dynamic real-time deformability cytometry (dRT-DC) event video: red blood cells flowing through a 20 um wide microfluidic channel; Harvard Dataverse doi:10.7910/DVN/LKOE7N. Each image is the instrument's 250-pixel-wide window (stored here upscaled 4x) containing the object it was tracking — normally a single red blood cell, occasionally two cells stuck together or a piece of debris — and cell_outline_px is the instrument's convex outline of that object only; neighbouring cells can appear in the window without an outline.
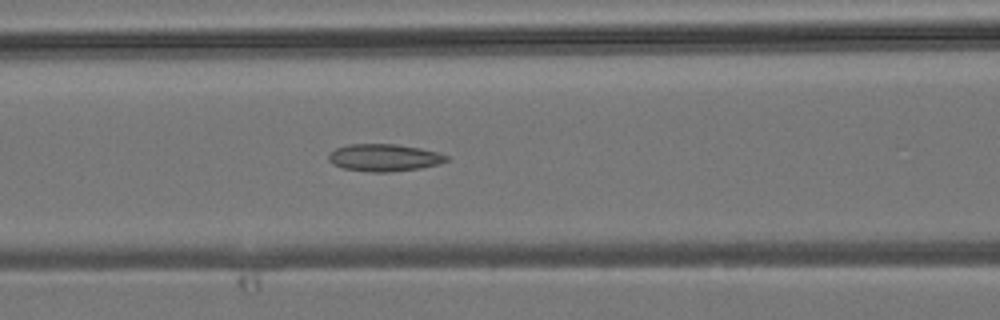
{"species": "common noctule bat (a hibernating species)", "species_latin": "Nyctalus noctula", "temperature_condition": "room temperature", "stored_images_in_passage": 20, "camera_frame_rate_fps": 3000, "um_per_image_px": 0.085, "animal": {"sex": "male", "body_mass_g": 19.2, "forearm_length_mm": 51.8}, "frame": {"image": 1, "passage_image": 14, "time_ms": 4.333, "image_size_px": [1000, 320], "cell_outline_px": [[448, 160], [436, 164], [420, 168], [388, 172], [368, 172], [344, 168], [332, 164], [328, 160], [328, 156], [336, 148], [348, 144], [396, 144], [420, 148], [436, 152], [448, 156]], "centroid_in_image_um": [32.62, 13.4], "position_along_channel_um": 134.0, "area_um2": 18.55}}
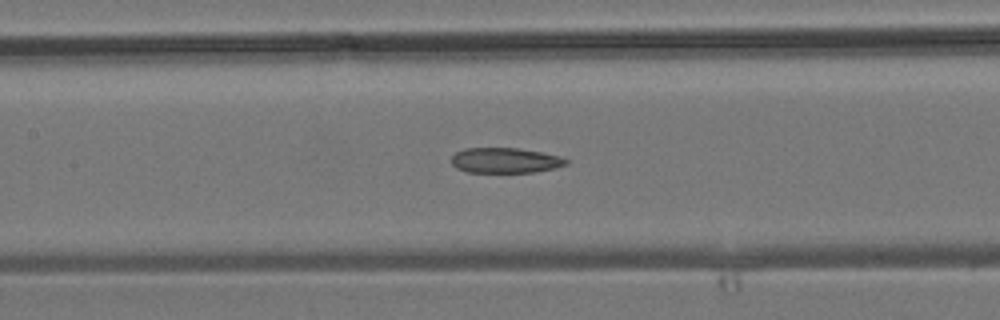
{"frame": {"image": 2, "passage_image": 16, "time_ms": 5.0, "image_size_px": [1000, 320], "cell_outline_px": [[568, 164], [556, 168], [532, 172], [468, 172], [456, 168], [452, 164], [452, 156], [456, 152], [464, 148], [516, 148], [540, 152], [560, 156], [568, 160]], "centroid_in_image_um": [42.94, 13.63], "position_along_channel_um": 164.5, "area_um2": 16.82}}
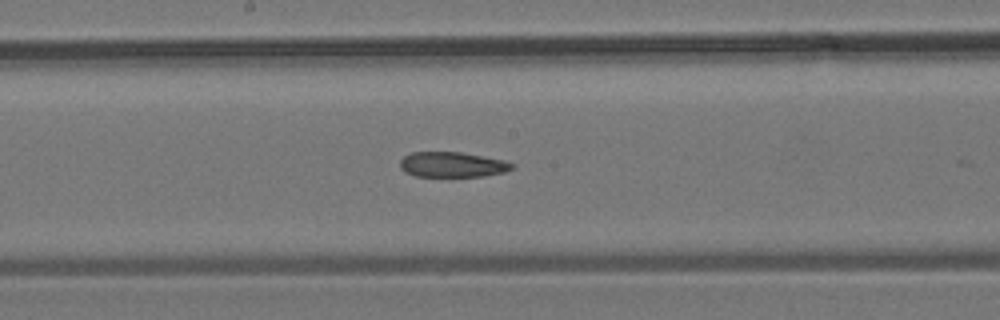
{"frame": {"image": 3, "passage_image": 19, "time_ms": 6.0, "image_size_px": [1000, 320], "cell_outline_px": [[516, 164], [512, 168], [504, 172], [484, 176], [416, 176], [404, 172], [400, 168], [400, 160], [404, 156], [412, 152], [460, 152], [500, 160]], "centroid_in_image_um": [38.39, 13.99], "position_along_channel_um": 209.8, "area_um2": 16.24}}